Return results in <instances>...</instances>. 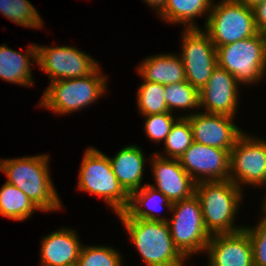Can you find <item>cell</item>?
I'll return each mask as SVG.
<instances>
[{
    "mask_svg": "<svg viewBox=\"0 0 266 266\" xmlns=\"http://www.w3.org/2000/svg\"><path fill=\"white\" fill-rule=\"evenodd\" d=\"M49 156L37 155L15 159H0V170L8 183L28 196L39 211L60 209L61 201L49 174Z\"/></svg>",
    "mask_w": 266,
    "mask_h": 266,
    "instance_id": "obj_1",
    "label": "cell"
},
{
    "mask_svg": "<svg viewBox=\"0 0 266 266\" xmlns=\"http://www.w3.org/2000/svg\"><path fill=\"white\" fill-rule=\"evenodd\" d=\"M117 215L147 266H183L186 258L174 245L166 221L132 218L126 211Z\"/></svg>",
    "mask_w": 266,
    "mask_h": 266,
    "instance_id": "obj_2",
    "label": "cell"
},
{
    "mask_svg": "<svg viewBox=\"0 0 266 266\" xmlns=\"http://www.w3.org/2000/svg\"><path fill=\"white\" fill-rule=\"evenodd\" d=\"M241 190L242 188L229 179L196 183L195 194L200 201L203 222L210 235L234 233L244 229L234 224L235 214L242 201Z\"/></svg>",
    "mask_w": 266,
    "mask_h": 266,
    "instance_id": "obj_3",
    "label": "cell"
},
{
    "mask_svg": "<svg viewBox=\"0 0 266 266\" xmlns=\"http://www.w3.org/2000/svg\"><path fill=\"white\" fill-rule=\"evenodd\" d=\"M100 72L99 66L89 76L50 82L39 104L61 115L92 104L107 90V77Z\"/></svg>",
    "mask_w": 266,
    "mask_h": 266,
    "instance_id": "obj_4",
    "label": "cell"
},
{
    "mask_svg": "<svg viewBox=\"0 0 266 266\" xmlns=\"http://www.w3.org/2000/svg\"><path fill=\"white\" fill-rule=\"evenodd\" d=\"M78 189L103 198L117 214L129 205V195L119 184L110 159L95 147L88 148L79 171Z\"/></svg>",
    "mask_w": 266,
    "mask_h": 266,
    "instance_id": "obj_5",
    "label": "cell"
},
{
    "mask_svg": "<svg viewBox=\"0 0 266 266\" xmlns=\"http://www.w3.org/2000/svg\"><path fill=\"white\" fill-rule=\"evenodd\" d=\"M217 65L232 74L239 84L260 81L266 72L264 36L261 33L216 47Z\"/></svg>",
    "mask_w": 266,
    "mask_h": 266,
    "instance_id": "obj_6",
    "label": "cell"
},
{
    "mask_svg": "<svg viewBox=\"0 0 266 266\" xmlns=\"http://www.w3.org/2000/svg\"><path fill=\"white\" fill-rule=\"evenodd\" d=\"M205 28L215 47L244 40L258 33L253 8L238 0L213 2Z\"/></svg>",
    "mask_w": 266,
    "mask_h": 266,
    "instance_id": "obj_7",
    "label": "cell"
},
{
    "mask_svg": "<svg viewBox=\"0 0 266 266\" xmlns=\"http://www.w3.org/2000/svg\"><path fill=\"white\" fill-rule=\"evenodd\" d=\"M170 211L172 220L166 219L174 245L187 259L206 250L211 235L203 222L201 204L196 196L173 202Z\"/></svg>",
    "mask_w": 266,
    "mask_h": 266,
    "instance_id": "obj_8",
    "label": "cell"
},
{
    "mask_svg": "<svg viewBox=\"0 0 266 266\" xmlns=\"http://www.w3.org/2000/svg\"><path fill=\"white\" fill-rule=\"evenodd\" d=\"M229 180L242 184L266 185V141L243 133L230 151Z\"/></svg>",
    "mask_w": 266,
    "mask_h": 266,
    "instance_id": "obj_9",
    "label": "cell"
},
{
    "mask_svg": "<svg viewBox=\"0 0 266 266\" xmlns=\"http://www.w3.org/2000/svg\"><path fill=\"white\" fill-rule=\"evenodd\" d=\"M182 36L180 57L184 63L186 81L200 90L217 66L216 47L209 34L201 28L185 29Z\"/></svg>",
    "mask_w": 266,
    "mask_h": 266,
    "instance_id": "obj_10",
    "label": "cell"
},
{
    "mask_svg": "<svg viewBox=\"0 0 266 266\" xmlns=\"http://www.w3.org/2000/svg\"><path fill=\"white\" fill-rule=\"evenodd\" d=\"M36 62L51 82L89 76L99 67L95 59L71 46H37Z\"/></svg>",
    "mask_w": 266,
    "mask_h": 266,
    "instance_id": "obj_11",
    "label": "cell"
},
{
    "mask_svg": "<svg viewBox=\"0 0 266 266\" xmlns=\"http://www.w3.org/2000/svg\"><path fill=\"white\" fill-rule=\"evenodd\" d=\"M230 151L193 141L178 160L195 183L227 180L229 179Z\"/></svg>",
    "mask_w": 266,
    "mask_h": 266,
    "instance_id": "obj_12",
    "label": "cell"
},
{
    "mask_svg": "<svg viewBox=\"0 0 266 266\" xmlns=\"http://www.w3.org/2000/svg\"><path fill=\"white\" fill-rule=\"evenodd\" d=\"M189 120L193 141L199 144L232 150L237 139L243 134L233 124V117L221 114L198 112L183 115Z\"/></svg>",
    "mask_w": 266,
    "mask_h": 266,
    "instance_id": "obj_13",
    "label": "cell"
},
{
    "mask_svg": "<svg viewBox=\"0 0 266 266\" xmlns=\"http://www.w3.org/2000/svg\"><path fill=\"white\" fill-rule=\"evenodd\" d=\"M236 78L224 68L216 66L208 82L199 90V106L206 113L235 116L238 106V87Z\"/></svg>",
    "mask_w": 266,
    "mask_h": 266,
    "instance_id": "obj_14",
    "label": "cell"
},
{
    "mask_svg": "<svg viewBox=\"0 0 266 266\" xmlns=\"http://www.w3.org/2000/svg\"><path fill=\"white\" fill-rule=\"evenodd\" d=\"M158 152L153 156L151 167L156 190L163 193L171 203L187 199L195 194L196 183L183 169L178 159L168 158Z\"/></svg>",
    "mask_w": 266,
    "mask_h": 266,
    "instance_id": "obj_15",
    "label": "cell"
},
{
    "mask_svg": "<svg viewBox=\"0 0 266 266\" xmlns=\"http://www.w3.org/2000/svg\"><path fill=\"white\" fill-rule=\"evenodd\" d=\"M205 251L209 266H254L252 244L244 229L211 235Z\"/></svg>",
    "mask_w": 266,
    "mask_h": 266,
    "instance_id": "obj_16",
    "label": "cell"
},
{
    "mask_svg": "<svg viewBox=\"0 0 266 266\" xmlns=\"http://www.w3.org/2000/svg\"><path fill=\"white\" fill-rule=\"evenodd\" d=\"M75 230L62 228L42 239L41 265L67 266L77 263L82 244Z\"/></svg>",
    "mask_w": 266,
    "mask_h": 266,
    "instance_id": "obj_17",
    "label": "cell"
},
{
    "mask_svg": "<svg viewBox=\"0 0 266 266\" xmlns=\"http://www.w3.org/2000/svg\"><path fill=\"white\" fill-rule=\"evenodd\" d=\"M140 147L135 145L122 148L110 159L112 170L125 192L130 196L141 189L145 157Z\"/></svg>",
    "mask_w": 266,
    "mask_h": 266,
    "instance_id": "obj_18",
    "label": "cell"
},
{
    "mask_svg": "<svg viewBox=\"0 0 266 266\" xmlns=\"http://www.w3.org/2000/svg\"><path fill=\"white\" fill-rule=\"evenodd\" d=\"M25 54L9 48L5 43L0 46V79L25 87L32 86L34 80L31 73V61L35 62L31 59L33 57L37 60V45H29Z\"/></svg>",
    "mask_w": 266,
    "mask_h": 266,
    "instance_id": "obj_19",
    "label": "cell"
},
{
    "mask_svg": "<svg viewBox=\"0 0 266 266\" xmlns=\"http://www.w3.org/2000/svg\"><path fill=\"white\" fill-rule=\"evenodd\" d=\"M145 81L171 85L186 81L184 63L179 55L160 54L142 61L137 68Z\"/></svg>",
    "mask_w": 266,
    "mask_h": 266,
    "instance_id": "obj_20",
    "label": "cell"
},
{
    "mask_svg": "<svg viewBox=\"0 0 266 266\" xmlns=\"http://www.w3.org/2000/svg\"><path fill=\"white\" fill-rule=\"evenodd\" d=\"M161 206H167L170 210L172 203L163 193L146 183L129 196V205L125 211L132 218L166 221L164 217L160 218L155 214Z\"/></svg>",
    "mask_w": 266,
    "mask_h": 266,
    "instance_id": "obj_21",
    "label": "cell"
},
{
    "mask_svg": "<svg viewBox=\"0 0 266 266\" xmlns=\"http://www.w3.org/2000/svg\"><path fill=\"white\" fill-rule=\"evenodd\" d=\"M212 5V0H167L164 10L158 17L173 24L182 23L186 29L199 28L193 20L196 16L208 13L206 25Z\"/></svg>",
    "mask_w": 266,
    "mask_h": 266,
    "instance_id": "obj_22",
    "label": "cell"
},
{
    "mask_svg": "<svg viewBox=\"0 0 266 266\" xmlns=\"http://www.w3.org/2000/svg\"><path fill=\"white\" fill-rule=\"evenodd\" d=\"M39 210L20 189L5 182L0 189V215L15 221L26 220Z\"/></svg>",
    "mask_w": 266,
    "mask_h": 266,
    "instance_id": "obj_23",
    "label": "cell"
},
{
    "mask_svg": "<svg viewBox=\"0 0 266 266\" xmlns=\"http://www.w3.org/2000/svg\"><path fill=\"white\" fill-rule=\"evenodd\" d=\"M0 12L15 24L25 27H43L36 8L28 0H0Z\"/></svg>",
    "mask_w": 266,
    "mask_h": 266,
    "instance_id": "obj_24",
    "label": "cell"
},
{
    "mask_svg": "<svg viewBox=\"0 0 266 266\" xmlns=\"http://www.w3.org/2000/svg\"><path fill=\"white\" fill-rule=\"evenodd\" d=\"M137 94L138 108L143 116L169 112L165 101V85L144 80Z\"/></svg>",
    "mask_w": 266,
    "mask_h": 266,
    "instance_id": "obj_25",
    "label": "cell"
},
{
    "mask_svg": "<svg viewBox=\"0 0 266 266\" xmlns=\"http://www.w3.org/2000/svg\"><path fill=\"white\" fill-rule=\"evenodd\" d=\"M163 142L166 155L172 159H179L193 142L189 120L186 117H178Z\"/></svg>",
    "mask_w": 266,
    "mask_h": 266,
    "instance_id": "obj_26",
    "label": "cell"
},
{
    "mask_svg": "<svg viewBox=\"0 0 266 266\" xmlns=\"http://www.w3.org/2000/svg\"><path fill=\"white\" fill-rule=\"evenodd\" d=\"M165 101L171 113L174 108H199V90L187 81L165 85Z\"/></svg>",
    "mask_w": 266,
    "mask_h": 266,
    "instance_id": "obj_27",
    "label": "cell"
},
{
    "mask_svg": "<svg viewBox=\"0 0 266 266\" xmlns=\"http://www.w3.org/2000/svg\"><path fill=\"white\" fill-rule=\"evenodd\" d=\"M121 255L107 246H82L78 266H122Z\"/></svg>",
    "mask_w": 266,
    "mask_h": 266,
    "instance_id": "obj_28",
    "label": "cell"
},
{
    "mask_svg": "<svg viewBox=\"0 0 266 266\" xmlns=\"http://www.w3.org/2000/svg\"><path fill=\"white\" fill-rule=\"evenodd\" d=\"M145 131L147 136L157 143L165 141L166 136L170 133L172 125L175 120L171 112L162 114L145 115Z\"/></svg>",
    "mask_w": 266,
    "mask_h": 266,
    "instance_id": "obj_29",
    "label": "cell"
},
{
    "mask_svg": "<svg viewBox=\"0 0 266 266\" xmlns=\"http://www.w3.org/2000/svg\"><path fill=\"white\" fill-rule=\"evenodd\" d=\"M253 249L254 266H266V219L262 220L256 227H244Z\"/></svg>",
    "mask_w": 266,
    "mask_h": 266,
    "instance_id": "obj_30",
    "label": "cell"
},
{
    "mask_svg": "<svg viewBox=\"0 0 266 266\" xmlns=\"http://www.w3.org/2000/svg\"><path fill=\"white\" fill-rule=\"evenodd\" d=\"M255 25L261 34L266 32V0L253 8Z\"/></svg>",
    "mask_w": 266,
    "mask_h": 266,
    "instance_id": "obj_31",
    "label": "cell"
},
{
    "mask_svg": "<svg viewBox=\"0 0 266 266\" xmlns=\"http://www.w3.org/2000/svg\"><path fill=\"white\" fill-rule=\"evenodd\" d=\"M146 3H148V6L154 7L156 11L158 12V15L164 10L167 0H144ZM156 7V8H155Z\"/></svg>",
    "mask_w": 266,
    "mask_h": 266,
    "instance_id": "obj_32",
    "label": "cell"
},
{
    "mask_svg": "<svg viewBox=\"0 0 266 266\" xmlns=\"http://www.w3.org/2000/svg\"><path fill=\"white\" fill-rule=\"evenodd\" d=\"M245 4L247 7L254 8L257 4L264 2L265 0H238Z\"/></svg>",
    "mask_w": 266,
    "mask_h": 266,
    "instance_id": "obj_33",
    "label": "cell"
},
{
    "mask_svg": "<svg viewBox=\"0 0 266 266\" xmlns=\"http://www.w3.org/2000/svg\"><path fill=\"white\" fill-rule=\"evenodd\" d=\"M263 211H264V218L266 219V201H265V203H264V205H263Z\"/></svg>",
    "mask_w": 266,
    "mask_h": 266,
    "instance_id": "obj_34",
    "label": "cell"
},
{
    "mask_svg": "<svg viewBox=\"0 0 266 266\" xmlns=\"http://www.w3.org/2000/svg\"><path fill=\"white\" fill-rule=\"evenodd\" d=\"M264 41H265V52H266V32L263 33Z\"/></svg>",
    "mask_w": 266,
    "mask_h": 266,
    "instance_id": "obj_35",
    "label": "cell"
},
{
    "mask_svg": "<svg viewBox=\"0 0 266 266\" xmlns=\"http://www.w3.org/2000/svg\"><path fill=\"white\" fill-rule=\"evenodd\" d=\"M67 266H78V265H77V263H75V264H72V265H67Z\"/></svg>",
    "mask_w": 266,
    "mask_h": 266,
    "instance_id": "obj_36",
    "label": "cell"
}]
</instances>
